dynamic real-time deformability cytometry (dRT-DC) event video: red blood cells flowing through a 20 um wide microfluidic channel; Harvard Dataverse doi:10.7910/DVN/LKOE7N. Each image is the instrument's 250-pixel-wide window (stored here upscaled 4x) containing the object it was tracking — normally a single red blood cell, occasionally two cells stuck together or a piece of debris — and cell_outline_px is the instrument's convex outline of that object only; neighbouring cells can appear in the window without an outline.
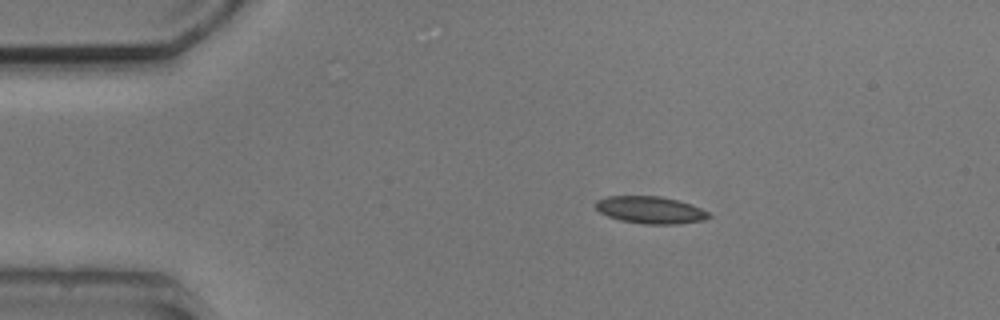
{"species": "common noctule bat (a hibernating species)", "species_latin": "Nyctalus noctula", "temperature_condition": "cold", "stored_images_in_passage": 9, "camera_frame_rate_fps": 3000, "um_per_image_px": 0.085, "animal": {"sex": "male", "body_mass_g": 20.5, "forearm_length_mm": 52.5}, "frame": {"image": 1, "passage_image": 1, "time_ms": 0.0, "image_size_px": [1000, 320], "cell_outline_px": [[712, 216], [704, 220], [676, 224], [644, 224], [620, 220], [608, 216], [600, 212], [592, 204], [596, 200], [608, 196], [660, 196], [692, 204], [708, 212]], "centroid_in_image_um": [55.26, 17.84], "position_along_channel_um": 29.7, "area_um2": 17.98}}
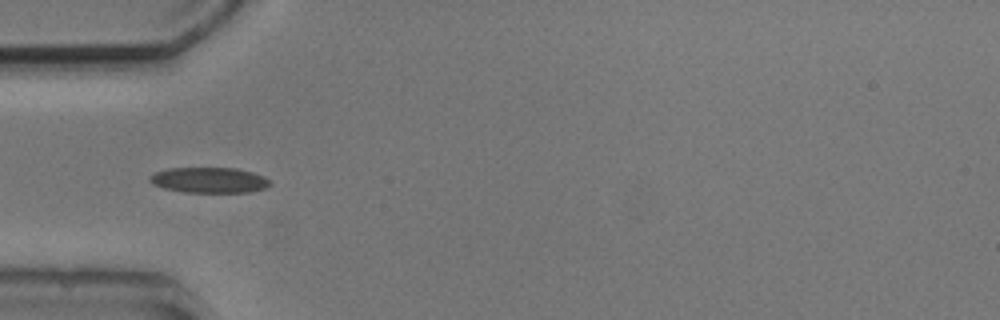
{"frame": {"image": 2, "passage_image": 3, "time_ms": 2.333, "image_size_px": [1000, 320], "cell_outline_px": [[272, 184], [264, 188], [248, 192], [184, 192], [164, 188], [152, 184], [148, 180], [148, 176], [156, 172], [168, 168], [236, 168], [252, 172], [264, 176]], "centroid_in_image_um": [17.75, 15.3], "position_along_channel_um": 67.2, "area_um2": 17.86}}